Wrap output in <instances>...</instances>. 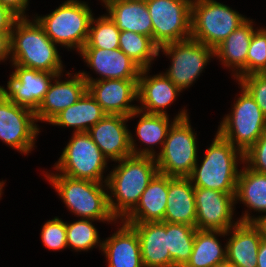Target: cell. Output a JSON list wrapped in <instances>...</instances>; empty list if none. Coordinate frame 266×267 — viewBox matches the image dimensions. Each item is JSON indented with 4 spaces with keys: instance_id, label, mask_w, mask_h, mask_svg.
I'll return each instance as SVG.
<instances>
[{
    "instance_id": "6da1fadb",
    "label": "cell",
    "mask_w": 266,
    "mask_h": 267,
    "mask_svg": "<svg viewBox=\"0 0 266 267\" xmlns=\"http://www.w3.org/2000/svg\"><path fill=\"white\" fill-rule=\"evenodd\" d=\"M117 162L107 175L109 207L117 220H123L159 171L154 157L131 155Z\"/></svg>"
},
{
    "instance_id": "7a4b0ae2",
    "label": "cell",
    "mask_w": 266,
    "mask_h": 267,
    "mask_svg": "<svg viewBox=\"0 0 266 267\" xmlns=\"http://www.w3.org/2000/svg\"><path fill=\"white\" fill-rule=\"evenodd\" d=\"M55 44L36 19L18 18L10 34V62L25 68L63 74Z\"/></svg>"
},
{
    "instance_id": "3957f363",
    "label": "cell",
    "mask_w": 266,
    "mask_h": 267,
    "mask_svg": "<svg viewBox=\"0 0 266 267\" xmlns=\"http://www.w3.org/2000/svg\"><path fill=\"white\" fill-rule=\"evenodd\" d=\"M67 209L83 219L115 222L117 219L109 207L107 183L71 178L59 173H45ZM106 188V190H105Z\"/></svg>"
},
{
    "instance_id": "277c9868",
    "label": "cell",
    "mask_w": 266,
    "mask_h": 267,
    "mask_svg": "<svg viewBox=\"0 0 266 267\" xmlns=\"http://www.w3.org/2000/svg\"><path fill=\"white\" fill-rule=\"evenodd\" d=\"M239 161L244 163V154L216 133L203 161L196 162L188 178L194 187L236 193Z\"/></svg>"
},
{
    "instance_id": "5b68a950",
    "label": "cell",
    "mask_w": 266,
    "mask_h": 267,
    "mask_svg": "<svg viewBox=\"0 0 266 267\" xmlns=\"http://www.w3.org/2000/svg\"><path fill=\"white\" fill-rule=\"evenodd\" d=\"M34 17L46 35L59 46L75 49L78 53L86 44L93 17L87 2L67 0L44 16Z\"/></svg>"
},
{
    "instance_id": "8992f818",
    "label": "cell",
    "mask_w": 266,
    "mask_h": 267,
    "mask_svg": "<svg viewBox=\"0 0 266 267\" xmlns=\"http://www.w3.org/2000/svg\"><path fill=\"white\" fill-rule=\"evenodd\" d=\"M241 94L225 115L217 133L243 154L266 132V115L250 93L240 85Z\"/></svg>"
},
{
    "instance_id": "52a82bcc",
    "label": "cell",
    "mask_w": 266,
    "mask_h": 267,
    "mask_svg": "<svg viewBox=\"0 0 266 267\" xmlns=\"http://www.w3.org/2000/svg\"><path fill=\"white\" fill-rule=\"evenodd\" d=\"M246 19L216 0H192L191 39L215 49Z\"/></svg>"
},
{
    "instance_id": "ba28073f",
    "label": "cell",
    "mask_w": 266,
    "mask_h": 267,
    "mask_svg": "<svg viewBox=\"0 0 266 267\" xmlns=\"http://www.w3.org/2000/svg\"><path fill=\"white\" fill-rule=\"evenodd\" d=\"M107 162L87 132L73 133L54 168L71 178L107 183L108 176L103 175Z\"/></svg>"
},
{
    "instance_id": "9c48e42d",
    "label": "cell",
    "mask_w": 266,
    "mask_h": 267,
    "mask_svg": "<svg viewBox=\"0 0 266 267\" xmlns=\"http://www.w3.org/2000/svg\"><path fill=\"white\" fill-rule=\"evenodd\" d=\"M189 120V117L176 120L170 127L163 148L155 157L159 173L188 178L199 161L197 134Z\"/></svg>"
},
{
    "instance_id": "30bf717a",
    "label": "cell",
    "mask_w": 266,
    "mask_h": 267,
    "mask_svg": "<svg viewBox=\"0 0 266 267\" xmlns=\"http://www.w3.org/2000/svg\"><path fill=\"white\" fill-rule=\"evenodd\" d=\"M170 58L171 65L164 73L181 91L189 88L198 79L211 58L214 49L193 39L172 42L159 47V54Z\"/></svg>"
},
{
    "instance_id": "8fae6325",
    "label": "cell",
    "mask_w": 266,
    "mask_h": 267,
    "mask_svg": "<svg viewBox=\"0 0 266 267\" xmlns=\"http://www.w3.org/2000/svg\"><path fill=\"white\" fill-rule=\"evenodd\" d=\"M191 5L192 0H146L159 47L191 38Z\"/></svg>"
},
{
    "instance_id": "7c38bea8",
    "label": "cell",
    "mask_w": 266,
    "mask_h": 267,
    "mask_svg": "<svg viewBox=\"0 0 266 267\" xmlns=\"http://www.w3.org/2000/svg\"><path fill=\"white\" fill-rule=\"evenodd\" d=\"M35 112L10 101L0 91V140L11 148L28 154L40 133Z\"/></svg>"
},
{
    "instance_id": "4fadbf2b",
    "label": "cell",
    "mask_w": 266,
    "mask_h": 267,
    "mask_svg": "<svg viewBox=\"0 0 266 267\" xmlns=\"http://www.w3.org/2000/svg\"><path fill=\"white\" fill-rule=\"evenodd\" d=\"M196 203V229L227 232L236 225L232 220L235 193H224L209 188L194 187Z\"/></svg>"
},
{
    "instance_id": "5bb4252c",
    "label": "cell",
    "mask_w": 266,
    "mask_h": 267,
    "mask_svg": "<svg viewBox=\"0 0 266 267\" xmlns=\"http://www.w3.org/2000/svg\"><path fill=\"white\" fill-rule=\"evenodd\" d=\"M79 55L87 63V66L100 76L95 79L88 75V73L79 71L87 84L91 81L105 79L138 80L142 70L138 64L119 48L115 50L82 48Z\"/></svg>"
},
{
    "instance_id": "9a60e30c",
    "label": "cell",
    "mask_w": 266,
    "mask_h": 267,
    "mask_svg": "<svg viewBox=\"0 0 266 267\" xmlns=\"http://www.w3.org/2000/svg\"><path fill=\"white\" fill-rule=\"evenodd\" d=\"M7 88L0 86V91L17 105L27 107L34 112L43 101L51 81L56 74L38 71L19 65H12Z\"/></svg>"
},
{
    "instance_id": "2e32d148",
    "label": "cell",
    "mask_w": 266,
    "mask_h": 267,
    "mask_svg": "<svg viewBox=\"0 0 266 267\" xmlns=\"http://www.w3.org/2000/svg\"><path fill=\"white\" fill-rule=\"evenodd\" d=\"M128 120V116L106 114L87 132L108 161L117 163L133 155Z\"/></svg>"
},
{
    "instance_id": "e0dca14e",
    "label": "cell",
    "mask_w": 266,
    "mask_h": 267,
    "mask_svg": "<svg viewBox=\"0 0 266 267\" xmlns=\"http://www.w3.org/2000/svg\"><path fill=\"white\" fill-rule=\"evenodd\" d=\"M87 90L106 114L129 116L138 109L137 105L131 104L138 100V80L91 81L87 84Z\"/></svg>"
},
{
    "instance_id": "ac0fdd59",
    "label": "cell",
    "mask_w": 266,
    "mask_h": 267,
    "mask_svg": "<svg viewBox=\"0 0 266 267\" xmlns=\"http://www.w3.org/2000/svg\"><path fill=\"white\" fill-rule=\"evenodd\" d=\"M62 75L59 74L54 77L43 101L35 111L37 122L49 123L62 110L75 104L87 91V82L79 72L74 75L68 72L66 75L70 79L60 81Z\"/></svg>"
},
{
    "instance_id": "d6986e66",
    "label": "cell",
    "mask_w": 266,
    "mask_h": 267,
    "mask_svg": "<svg viewBox=\"0 0 266 267\" xmlns=\"http://www.w3.org/2000/svg\"><path fill=\"white\" fill-rule=\"evenodd\" d=\"M135 116L140 117L137 127H136V136L142 142V144L149 147L146 148H138L136 146V140L130 132V147L133 155L137 156H149L156 157L158 155L157 152L153 149L154 145L157 146L160 144V152L163 148L164 141L167 137L168 131L172 124L179 119H184L189 117L187 110L182 109L173 121L169 120V115H157V114H149L143 112L139 109L135 110L131 115L128 116V119L134 118ZM171 122V123H170ZM135 141V142H134ZM157 144V145H156Z\"/></svg>"
},
{
    "instance_id": "ffe728a7",
    "label": "cell",
    "mask_w": 266,
    "mask_h": 267,
    "mask_svg": "<svg viewBox=\"0 0 266 267\" xmlns=\"http://www.w3.org/2000/svg\"><path fill=\"white\" fill-rule=\"evenodd\" d=\"M149 71L150 68L142 69L138 79L137 95L141 104L138 109L149 114L168 115L166 108L182 91L164 73L148 76Z\"/></svg>"
},
{
    "instance_id": "44dd1931",
    "label": "cell",
    "mask_w": 266,
    "mask_h": 267,
    "mask_svg": "<svg viewBox=\"0 0 266 267\" xmlns=\"http://www.w3.org/2000/svg\"><path fill=\"white\" fill-rule=\"evenodd\" d=\"M230 234L226 242V262L234 267H257L262 240L260 228L254 222H238L227 231L226 236Z\"/></svg>"
},
{
    "instance_id": "7402d4cb",
    "label": "cell",
    "mask_w": 266,
    "mask_h": 267,
    "mask_svg": "<svg viewBox=\"0 0 266 267\" xmlns=\"http://www.w3.org/2000/svg\"><path fill=\"white\" fill-rule=\"evenodd\" d=\"M120 223L122 227L102 242L108 267H144L136 230L123 220Z\"/></svg>"
},
{
    "instance_id": "603a6c76",
    "label": "cell",
    "mask_w": 266,
    "mask_h": 267,
    "mask_svg": "<svg viewBox=\"0 0 266 267\" xmlns=\"http://www.w3.org/2000/svg\"><path fill=\"white\" fill-rule=\"evenodd\" d=\"M252 21L247 18L214 49V56L222 62L224 67L233 71L234 79L237 81L247 75V55L253 33L256 30L253 28L254 22Z\"/></svg>"
},
{
    "instance_id": "cb8c5ba5",
    "label": "cell",
    "mask_w": 266,
    "mask_h": 267,
    "mask_svg": "<svg viewBox=\"0 0 266 267\" xmlns=\"http://www.w3.org/2000/svg\"><path fill=\"white\" fill-rule=\"evenodd\" d=\"M137 232L144 267H173L168 250L166 222L128 223Z\"/></svg>"
},
{
    "instance_id": "d4e9b609",
    "label": "cell",
    "mask_w": 266,
    "mask_h": 267,
    "mask_svg": "<svg viewBox=\"0 0 266 267\" xmlns=\"http://www.w3.org/2000/svg\"><path fill=\"white\" fill-rule=\"evenodd\" d=\"M107 15L120 31L135 32L153 39V25L146 0H101Z\"/></svg>"
},
{
    "instance_id": "484cf974",
    "label": "cell",
    "mask_w": 266,
    "mask_h": 267,
    "mask_svg": "<svg viewBox=\"0 0 266 267\" xmlns=\"http://www.w3.org/2000/svg\"><path fill=\"white\" fill-rule=\"evenodd\" d=\"M163 222L196 227L194 186L189 178L168 176V195Z\"/></svg>"
},
{
    "instance_id": "4316f807",
    "label": "cell",
    "mask_w": 266,
    "mask_h": 267,
    "mask_svg": "<svg viewBox=\"0 0 266 267\" xmlns=\"http://www.w3.org/2000/svg\"><path fill=\"white\" fill-rule=\"evenodd\" d=\"M168 195V176L157 173L136 207L123 219L126 223L163 222Z\"/></svg>"
},
{
    "instance_id": "83f0119b",
    "label": "cell",
    "mask_w": 266,
    "mask_h": 267,
    "mask_svg": "<svg viewBox=\"0 0 266 267\" xmlns=\"http://www.w3.org/2000/svg\"><path fill=\"white\" fill-rule=\"evenodd\" d=\"M106 113L87 90L73 105L58 113L49 124L73 128V133L88 132Z\"/></svg>"
},
{
    "instance_id": "f1b7e54d",
    "label": "cell",
    "mask_w": 266,
    "mask_h": 267,
    "mask_svg": "<svg viewBox=\"0 0 266 267\" xmlns=\"http://www.w3.org/2000/svg\"><path fill=\"white\" fill-rule=\"evenodd\" d=\"M226 235L224 231L196 229L192 254L184 267H215L226 263V243L223 248L218 239Z\"/></svg>"
},
{
    "instance_id": "f546056e",
    "label": "cell",
    "mask_w": 266,
    "mask_h": 267,
    "mask_svg": "<svg viewBox=\"0 0 266 267\" xmlns=\"http://www.w3.org/2000/svg\"><path fill=\"white\" fill-rule=\"evenodd\" d=\"M239 201L254 212L266 213V174L243 165L235 193V203Z\"/></svg>"
},
{
    "instance_id": "4dcf8cb0",
    "label": "cell",
    "mask_w": 266,
    "mask_h": 267,
    "mask_svg": "<svg viewBox=\"0 0 266 267\" xmlns=\"http://www.w3.org/2000/svg\"><path fill=\"white\" fill-rule=\"evenodd\" d=\"M119 49L142 69L150 68L159 56V46L151 37L130 31H120Z\"/></svg>"
},
{
    "instance_id": "1f68e13d",
    "label": "cell",
    "mask_w": 266,
    "mask_h": 267,
    "mask_svg": "<svg viewBox=\"0 0 266 267\" xmlns=\"http://www.w3.org/2000/svg\"><path fill=\"white\" fill-rule=\"evenodd\" d=\"M196 227L166 222L168 250L173 267H184L192 254Z\"/></svg>"
},
{
    "instance_id": "d6a6232c",
    "label": "cell",
    "mask_w": 266,
    "mask_h": 267,
    "mask_svg": "<svg viewBox=\"0 0 266 267\" xmlns=\"http://www.w3.org/2000/svg\"><path fill=\"white\" fill-rule=\"evenodd\" d=\"M120 30L107 14H103L97 19L93 16L89 35L83 48H100L105 50H115L119 48Z\"/></svg>"
},
{
    "instance_id": "836d02e7",
    "label": "cell",
    "mask_w": 266,
    "mask_h": 267,
    "mask_svg": "<svg viewBox=\"0 0 266 267\" xmlns=\"http://www.w3.org/2000/svg\"><path fill=\"white\" fill-rule=\"evenodd\" d=\"M94 220L80 218L72 223L66 222L67 247L77 251H88L96 245L101 250L102 240L99 232L92 224Z\"/></svg>"
},
{
    "instance_id": "e575fe53",
    "label": "cell",
    "mask_w": 266,
    "mask_h": 267,
    "mask_svg": "<svg viewBox=\"0 0 266 267\" xmlns=\"http://www.w3.org/2000/svg\"><path fill=\"white\" fill-rule=\"evenodd\" d=\"M261 73L266 75V28H256L247 55V75Z\"/></svg>"
},
{
    "instance_id": "d590c367",
    "label": "cell",
    "mask_w": 266,
    "mask_h": 267,
    "mask_svg": "<svg viewBox=\"0 0 266 267\" xmlns=\"http://www.w3.org/2000/svg\"><path fill=\"white\" fill-rule=\"evenodd\" d=\"M41 240L47 249H66V222L58 217H54L52 220L45 222L41 230Z\"/></svg>"
},
{
    "instance_id": "8d00e7d4",
    "label": "cell",
    "mask_w": 266,
    "mask_h": 267,
    "mask_svg": "<svg viewBox=\"0 0 266 267\" xmlns=\"http://www.w3.org/2000/svg\"><path fill=\"white\" fill-rule=\"evenodd\" d=\"M238 85H242L250 93L266 115V75L248 74L238 80Z\"/></svg>"
},
{
    "instance_id": "74e56055",
    "label": "cell",
    "mask_w": 266,
    "mask_h": 267,
    "mask_svg": "<svg viewBox=\"0 0 266 267\" xmlns=\"http://www.w3.org/2000/svg\"><path fill=\"white\" fill-rule=\"evenodd\" d=\"M252 170L266 174V132L244 153V163Z\"/></svg>"
},
{
    "instance_id": "f35d334b",
    "label": "cell",
    "mask_w": 266,
    "mask_h": 267,
    "mask_svg": "<svg viewBox=\"0 0 266 267\" xmlns=\"http://www.w3.org/2000/svg\"><path fill=\"white\" fill-rule=\"evenodd\" d=\"M0 5L9 9L18 18H27L26 8H28L29 0H0Z\"/></svg>"
},
{
    "instance_id": "ab89813d",
    "label": "cell",
    "mask_w": 266,
    "mask_h": 267,
    "mask_svg": "<svg viewBox=\"0 0 266 267\" xmlns=\"http://www.w3.org/2000/svg\"><path fill=\"white\" fill-rule=\"evenodd\" d=\"M18 17L9 9L0 5V31H12L13 25Z\"/></svg>"
},
{
    "instance_id": "60d3db41",
    "label": "cell",
    "mask_w": 266,
    "mask_h": 267,
    "mask_svg": "<svg viewBox=\"0 0 266 267\" xmlns=\"http://www.w3.org/2000/svg\"><path fill=\"white\" fill-rule=\"evenodd\" d=\"M244 215L241 216L238 220L239 222H254L262 233V238L266 240V214L258 217L250 216V213L246 210Z\"/></svg>"
},
{
    "instance_id": "b9f144b4",
    "label": "cell",
    "mask_w": 266,
    "mask_h": 267,
    "mask_svg": "<svg viewBox=\"0 0 266 267\" xmlns=\"http://www.w3.org/2000/svg\"><path fill=\"white\" fill-rule=\"evenodd\" d=\"M10 34L11 31H0V61L10 58Z\"/></svg>"
},
{
    "instance_id": "7bdbcfd3",
    "label": "cell",
    "mask_w": 266,
    "mask_h": 267,
    "mask_svg": "<svg viewBox=\"0 0 266 267\" xmlns=\"http://www.w3.org/2000/svg\"><path fill=\"white\" fill-rule=\"evenodd\" d=\"M257 267H266V240L262 238L257 254Z\"/></svg>"
},
{
    "instance_id": "ee69618b",
    "label": "cell",
    "mask_w": 266,
    "mask_h": 267,
    "mask_svg": "<svg viewBox=\"0 0 266 267\" xmlns=\"http://www.w3.org/2000/svg\"><path fill=\"white\" fill-rule=\"evenodd\" d=\"M4 181L2 180V182L0 181V198L2 196V191H3V187H4Z\"/></svg>"
},
{
    "instance_id": "f6af8a7d",
    "label": "cell",
    "mask_w": 266,
    "mask_h": 267,
    "mask_svg": "<svg viewBox=\"0 0 266 267\" xmlns=\"http://www.w3.org/2000/svg\"><path fill=\"white\" fill-rule=\"evenodd\" d=\"M215 267H234L233 265L231 264H228L227 262L224 263V264H221V265H218V266H215Z\"/></svg>"
}]
</instances>
